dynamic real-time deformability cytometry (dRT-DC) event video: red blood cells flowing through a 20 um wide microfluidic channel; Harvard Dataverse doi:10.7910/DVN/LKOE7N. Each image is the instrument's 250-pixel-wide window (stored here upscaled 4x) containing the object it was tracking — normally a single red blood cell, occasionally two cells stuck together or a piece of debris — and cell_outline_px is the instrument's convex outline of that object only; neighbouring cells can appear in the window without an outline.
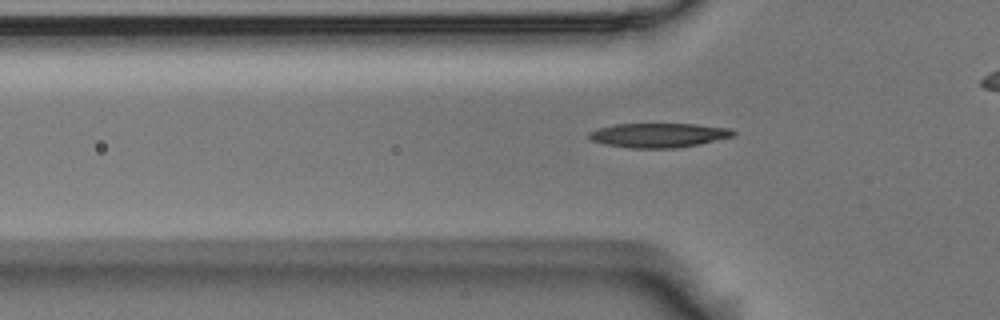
{"species": "Egyptian fruit bat (a non-hibernating species)", "species_latin": "Rousettus aegyptiacus", "temperature_condition": "room temperature", "stored_images_in_passage": 34, "camera_frame_rate_fps": 3000, "um_per_image_px": 0.085, "animal": {"sex": "male"}, "frame": {"image": 1, "passage_image": 5, "time_ms": 1.333, "image_size_px": [1000, 320], "cell_outline_px": [[736, 132], [732, 136], [696, 144], [676, 148], [628, 148], [604, 144], [592, 140], [588, 136], [588, 132], [600, 128], [616, 124], [696, 124], [732, 128]], "centroid_in_image_um": [55.96, 11.49], "position_along_channel_um": 69.8, "area_um2": 20.29}}
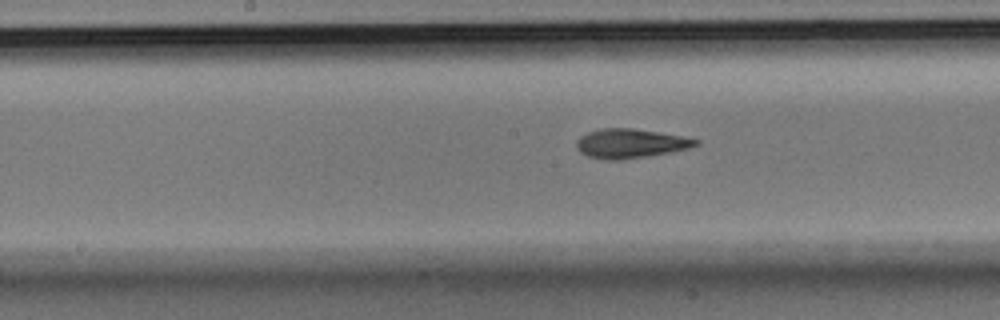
{"frame": {"image": 2, "passage_image": 15, "time_ms": 4.667, "image_size_px": [1000, 320], "cell_outline_px": [[700, 144], [688, 148], [668, 152], [620, 160], [604, 160], [588, 156], [580, 152], [576, 148], [576, 140], [580, 136], [588, 132], [600, 128], [632, 128], [680, 136], [700, 140]], "centroid_in_image_um": [53.52, 12.19], "position_along_channel_um": 194.7, "area_um2": 20.11}}
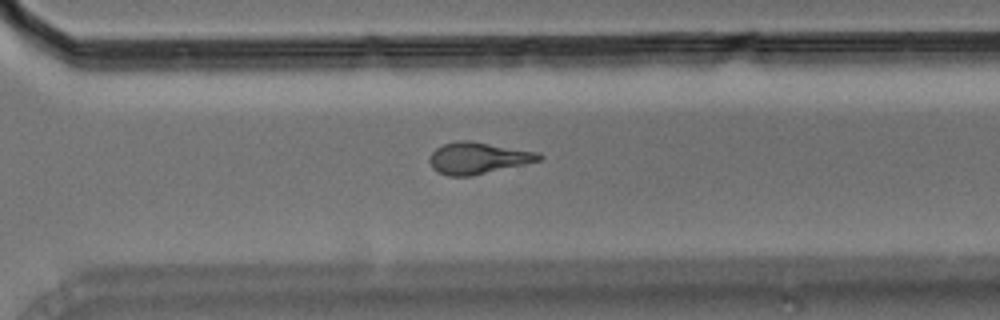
{"frame": {"image": 3, "passage_image": 26, "time_ms": 8.333, "image_size_px": [1000, 320], "cell_outline_px": [[544, 156], [540, 160], [524, 164], [472, 176], [448, 176], [436, 172], [432, 168], [428, 160], [432, 152], [436, 148], [444, 144], [460, 140], [472, 140], [540, 152]], "centroid_in_image_um": [40.63, 13.43], "position_along_channel_um": 330.0, "area_um2": 20.4}}